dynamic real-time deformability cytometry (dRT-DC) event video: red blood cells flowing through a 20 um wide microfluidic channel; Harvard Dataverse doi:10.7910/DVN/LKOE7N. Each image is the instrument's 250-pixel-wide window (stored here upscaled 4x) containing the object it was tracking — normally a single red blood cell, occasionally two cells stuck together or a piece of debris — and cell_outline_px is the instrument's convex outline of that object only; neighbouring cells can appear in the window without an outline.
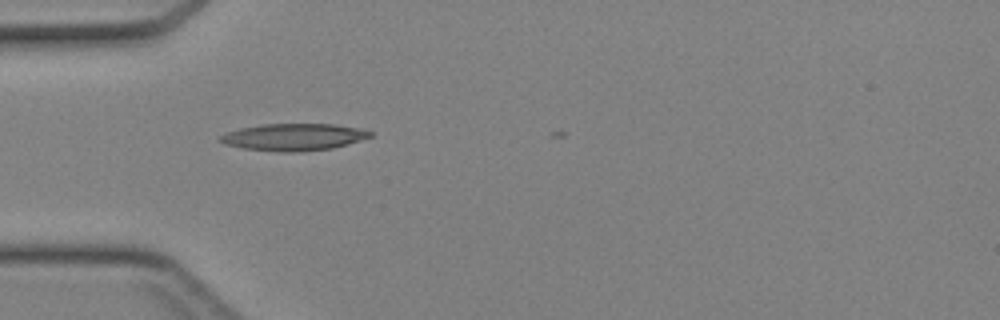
{"species": "Egyptian fruit bat (a non-hibernating species)", "species_latin": "Rousettus aegyptiacus", "temperature_condition": "cold", "stored_images_in_passage": 3, "camera_frame_rate_fps": 3000, "um_per_image_px": 0.085, "animal": {"sex": "female"}, "frame": {"image": 1, "passage_image": 1, "time_ms": 0.0, "image_size_px": [1000, 320], "cell_outline_px": [[372, 136], [348, 144], [332, 148], [300, 152], [280, 152], [244, 148], [224, 144], [220, 140], [220, 136], [228, 132], [240, 128], [264, 124], [332, 124], [360, 128], [372, 132]], "centroid_in_image_um": [24.98, 11.65], "position_along_channel_um": 60.0, "area_um2": 23.47}}